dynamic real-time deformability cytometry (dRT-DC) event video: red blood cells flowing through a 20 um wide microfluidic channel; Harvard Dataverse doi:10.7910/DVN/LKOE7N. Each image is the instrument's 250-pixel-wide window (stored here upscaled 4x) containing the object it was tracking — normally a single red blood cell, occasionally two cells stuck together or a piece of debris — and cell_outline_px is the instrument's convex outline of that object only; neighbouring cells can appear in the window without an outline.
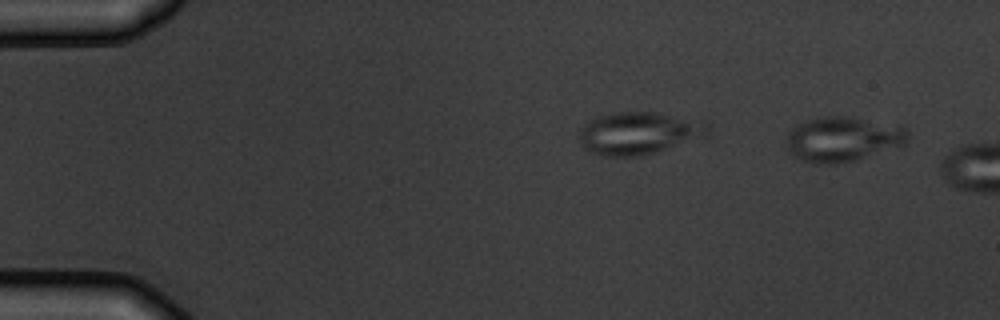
{"species": "common noctule bat (a hibernating species)", "species_latin": "Nyctalus noctula", "temperature_condition": "warm", "stored_images_in_passage": 2, "segment_of_instrument_passage": [2, 2], "camera_frame_rate_fps": 3000, "um_per_image_px": 0.085, "animal": {"sex": "male", "body_mass_g": 19.5, "forearm_length_mm": 54.6}, "frame": {"image": 1, "passage_image": 2, "time_ms": 1.333, "image_size_px": [1000, 320], "cell_outline_px": [[908, 136], [904, 144], [856, 160], [836, 164], [816, 164], [800, 160], [792, 156], [788, 148], [788, 132], [796, 124], [804, 120], [824, 116], [844, 116], [904, 124], [908, 128]], "centroid_in_image_um": [71.66, 11.8], "position_along_channel_um": 13.3, "area_um2": 32.19}}